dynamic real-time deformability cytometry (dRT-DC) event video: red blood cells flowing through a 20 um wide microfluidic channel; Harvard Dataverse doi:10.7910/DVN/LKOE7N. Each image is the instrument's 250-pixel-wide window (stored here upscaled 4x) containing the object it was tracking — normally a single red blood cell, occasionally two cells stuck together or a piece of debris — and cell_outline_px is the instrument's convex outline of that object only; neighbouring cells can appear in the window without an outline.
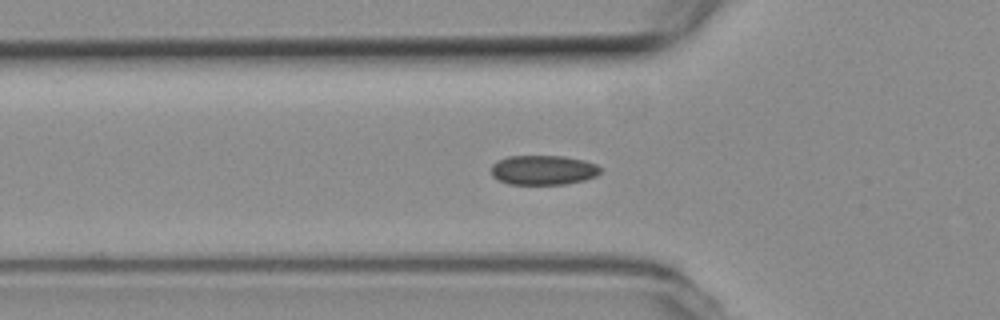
{"species": "common noctule bat (a hibernating species)", "species_latin": "Nyctalus noctula", "temperature_condition": "room temperature", "stored_images_in_passage": 54, "camera_frame_rate_fps": 3000, "um_per_image_px": 0.085, "animal": {"sex": "female", "body_mass_g": 19.3, "forearm_length_mm": 54.1}, "frame": {"image": 1, "passage_image": 17, "time_ms": 5.333, "image_size_px": [1000, 320], "cell_outline_px": [[600, 172], [596, 176], [584, 180], [564, 184], [508, 184], [496, 180], [492, 176], [492, 164], [508, 156], [564, 156], [584, 160], [596, 164], [600, 168]], "centroid_in_image_um": [46.16, 14.46], "position_along_channel_um": 79.6, "area_um2": 18.84}}
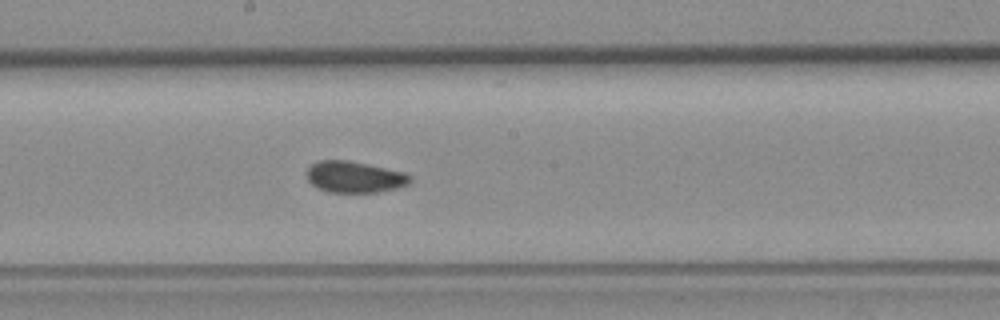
{"frame": {"image": 2, "passage_image": 28, "time_ms": 9.0, "image_size_px": [1000, 320], "cell_outline_px": [[412, 180], [408, 184], [396, 188], [380, 192], [328, 192], [312, 184], [308, 180], [308, 168], [312, 164], [320, 160], [348, 160], [368, 164], [404, 172], [412, 176]], "centroid_in_image_um": [30.17, 15.04], "position_along_channel_um": 218.0, "area_um2": 18.79}}
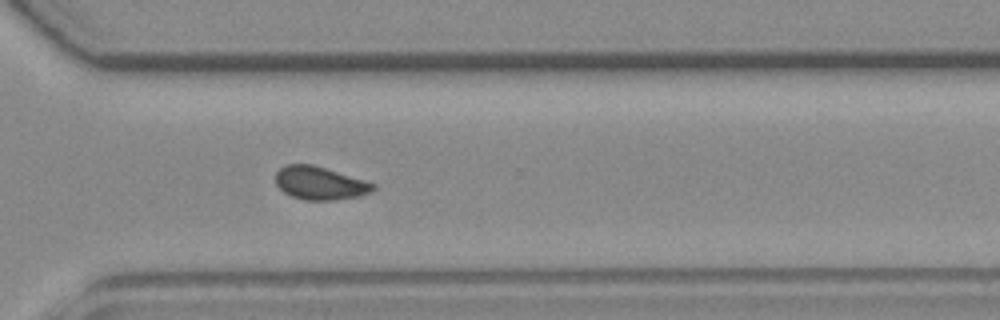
{"frame": {"image": 3, "passage_image": 38, "time_ms": 12.333, "image_size_px": [1000, 320], "cell_outline_px": [[376, 188], [372, 192], [360, 196], [336, 200], [304, 200], [292, 196], [284, 192], [276, 184], [276, 172], [284, 164], [312, 164], [368, 180], [376, 184]], "centroid_in_image_um": [27.24, 15.56], "position_along_channel_um": 343.4, "area_um2": 19.13}, "authors_computed_cell_mechanics": {"area_um2": 19.1896, "velocity_mm_per_s": 3.7588, "shape_relaxation_time_tau1_ms": null, "shape_relaxation_time_tau2_ms": 1.2791, "deformation_change_tau1": null, "deformation_change_tau2": 0.0412}}